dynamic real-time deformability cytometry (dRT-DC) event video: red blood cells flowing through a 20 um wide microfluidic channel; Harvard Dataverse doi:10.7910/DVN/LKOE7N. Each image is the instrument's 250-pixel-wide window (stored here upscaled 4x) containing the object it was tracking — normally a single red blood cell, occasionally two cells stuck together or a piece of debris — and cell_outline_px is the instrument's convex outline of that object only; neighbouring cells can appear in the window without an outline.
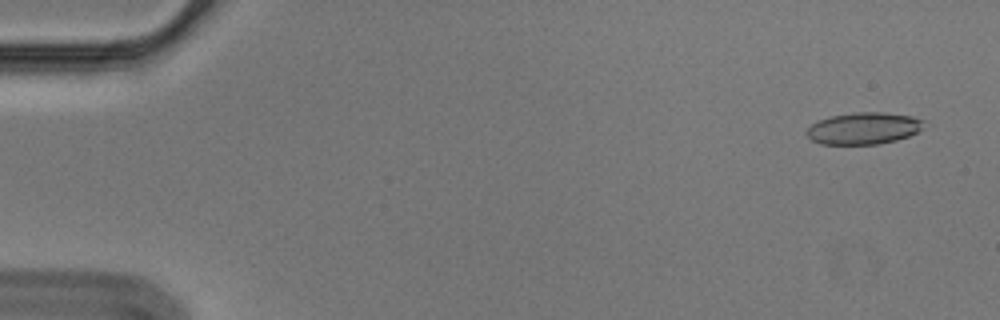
{"species": "Egyptian fruit bat (a non-hibernating species)", "species_latin": "Rousettus aegyptiacus", "temperature_condition": "cold", "stored_images_in_passage": 56, "camera_frame_rate_fps": 3000, "um_per_image_px": 0.085, "animal": {"sex": "male"}, "frame": {"image": 1, "passage_image": 3, "time_ms": 0.667, "image_size_px": [1000, 320], "cell_outline_px": [[924, 120], [920, 128], [916, 132], [908, 136], [896, 140], [880, 144], [820, 144], [812, 140], [808, 136], [808, 128], [812, 124], [820, 120], [832, 116], [852, 112], [884, 112], [912, 116]], "centroid_in_image_um": [73.41, 10.9], "position_along_channel_um": 11.6, "area_um2": 21.5}}
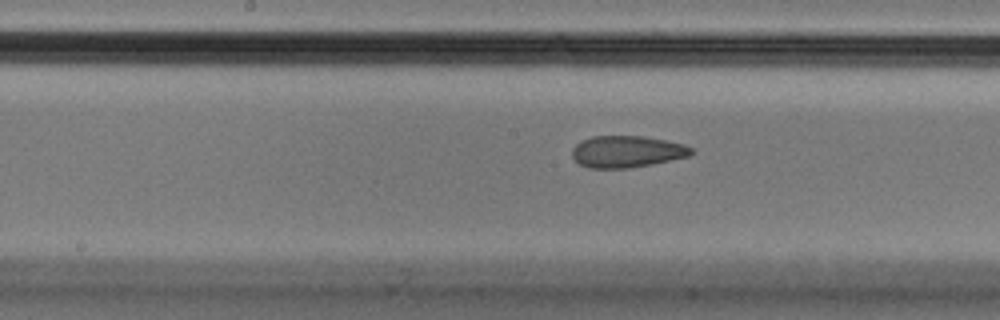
{"frame": {"image": 2, "passage_image": 29, "time_ms": 9.333, "image_size_px": [1000, 320], "cell_outline_px": [[696, 152], [688, 156], [652, 164], [628, 168], [588, 168], [580, 164], [572, 156], [572, 148], [580, 140], [592, 136], [644, 136], [684, 144], [692, 148]], "centroid_in_image_um": [53.27, 12.88], "position_along_channel_um": 194.9, "area_um2": 22.08}}
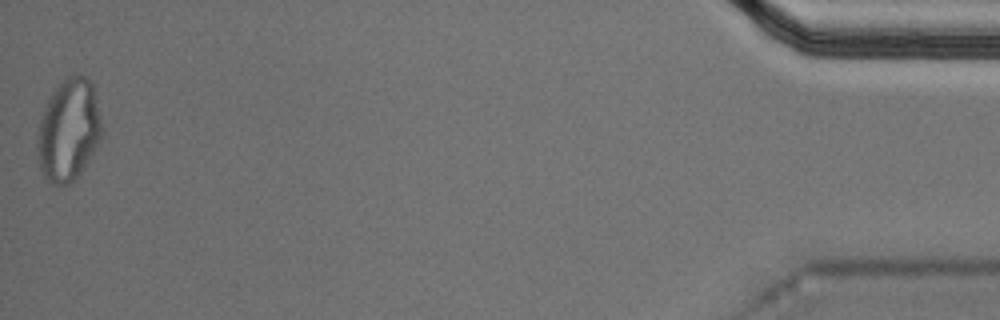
{"frame": {"image": 3, "passage_image": 56, "time_ms": 18.333, "image_size_px": [1000, 320], "cell_outline_px": [[100, 140], [76, 180], [68, 184], [52, 184], [44, 176], [40, 168], [40, 120], [44, 108], [52, 92], [68, 76], [80, 72], [92, 84], [100, 120]], "centroid_in_image_um": [5.85, 11.05], "position_along_channel_um": 429.3, "area_um2": 37.05}, "authors_computed_cell_mechanics": {"area_um2": 22.6865, "velocity_mm_per_s": 3.5934, "shape_relaxation_time_tau1_ms": null, "shape_relaxation_time_tau2_ms": 2.4847, "deformation_change_tau1": null, "deformation_change_tau2": 0.0884}}